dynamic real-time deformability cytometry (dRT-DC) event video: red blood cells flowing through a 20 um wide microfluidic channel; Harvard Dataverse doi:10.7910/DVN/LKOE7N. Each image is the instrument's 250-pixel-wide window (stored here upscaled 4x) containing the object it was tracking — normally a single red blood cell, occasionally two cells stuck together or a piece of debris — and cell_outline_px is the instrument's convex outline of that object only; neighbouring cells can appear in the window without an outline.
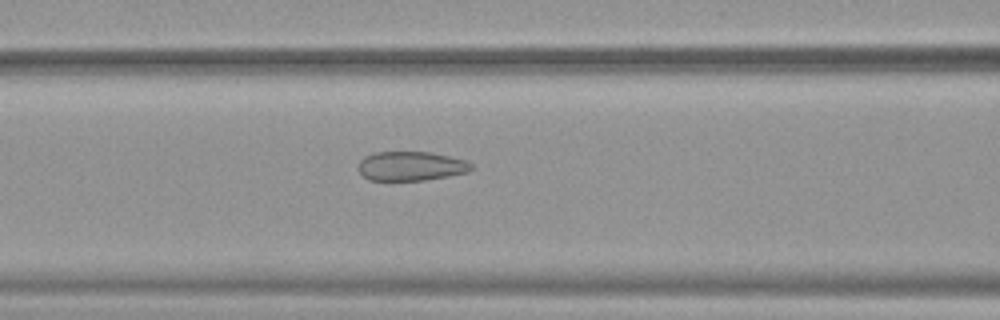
{"species": "common noctule bat (a hibernating species)", "species_latin": "Nyctalus noctula", "temperature_condition": "warm", "stored_images_in_passage": 29, "camera_frame_rate_fps": 3000, "um_per_image_px": 0.085, "animal": {"sex": "female", "body_mass_g": 19.9}, "frame": {"image": 1, "passage_image": 18, "time_ms": 5.667, "image_size_px": [1000, 320], "cell_outline_px": [[476, 168], [468, 172], [448, 176], [424, 180], [368, 180], [356, 168], [360, 160], [364, 156], [376, 152], [432, 152], [468, 160]], "centroid_in_image_um": [34.96, 14.11], "position_along_channel_um": 131.6, "area_um2": 19.54}}
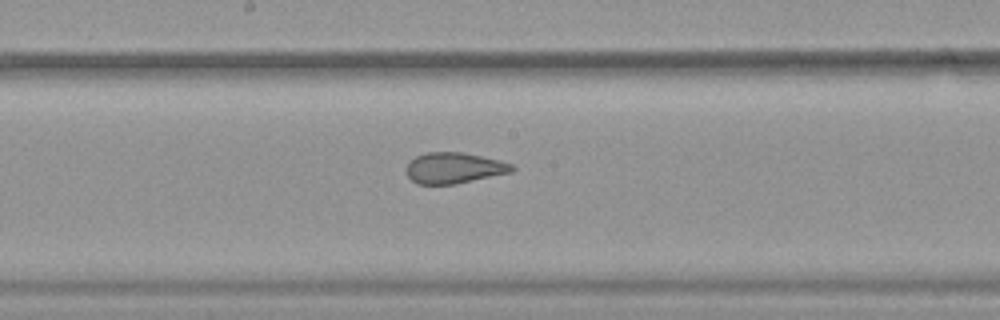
{"frame": {"image": 2, "passage_image": 24, "time_ms": 7.667, "image_size_px": [1000, 320], "cell_outline_px": [[516, 168], [512, 172], [456, 184], [416, 184], [408, 176], [408, 164], [416, 156], [428, 152], [464, 152], [512, 164]], "centroid_in_image_um": [38.61, 14.28], "position_along_channel_um": 209.6, "area_um2": 18.79}}
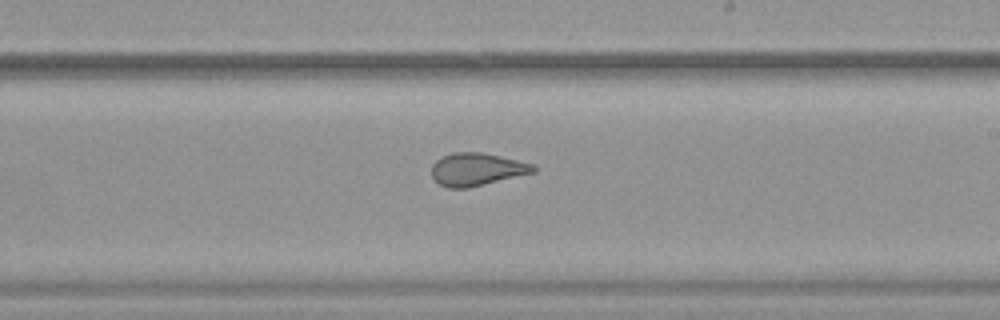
{"frame": {"image": 3, "passage_image": 27, "time_ms": 8.667, "image_size_px": [1000, 320], "cell_outline_px": [[536, 172], [468, 188], [448, 188], [440, 184], [432, 176], [432, 164], [436, 160], [452, 152], [484, 152], [532, 164], [536, 168]], "centroid_in_image_um": [40.52, 14.39], "position_along_channel_um": 248.5, "area_um2": 19.31}}